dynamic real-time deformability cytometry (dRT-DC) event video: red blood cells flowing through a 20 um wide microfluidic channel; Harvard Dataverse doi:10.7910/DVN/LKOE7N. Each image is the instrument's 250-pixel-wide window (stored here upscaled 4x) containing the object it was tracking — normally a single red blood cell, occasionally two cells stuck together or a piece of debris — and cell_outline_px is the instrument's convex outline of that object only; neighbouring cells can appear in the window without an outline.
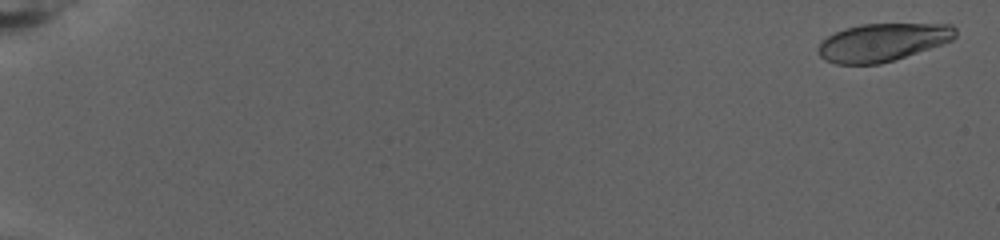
{"species": "human", "species_latin": "Homo sapiens", "temperature_condition": "warm", "stored_images_in_passage": 82, "camera_frame_rate_fps": 3000, "um_per_image_px": 0.085, "donor": {"sex": "female"}, "frame": {"image": 1, "passage_image": 3, "time_ms": 0.667, "image_size_px": [1000, 240], "cell_outline_px": [[956, 36], [952, 40], [880, 64], [836, 64], [824, 60], [820, 56], [816, 48], [820, 40], [836, 32], [860, 24], [952, 24], [956, 28]], "centroid_in_image_um": [74.96, 3.59], "position_along_channel_um": 10.0, "area_um2": 30.06}}
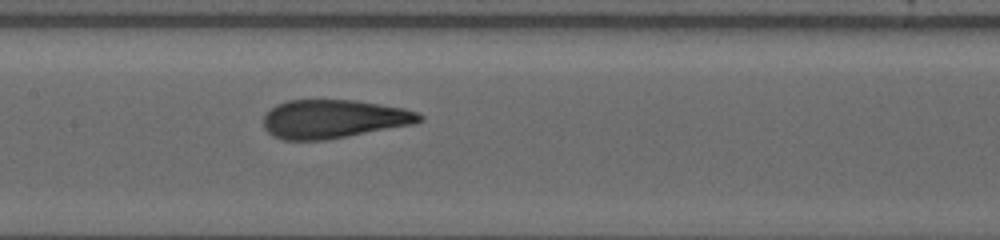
{"frame": {"image": 2, "passage_image": 45, "time_ms": 14.667, "image_size_px": [1000, 240], "cell_outline_px": [[424, 120], [416, 124], [348, 136], [324, 140], [284, 140], [272, 136], [264, 128], [264, 116], [276, 104], [288, 100], [356, 100], [404, 108], [416, 112], [424, 116]], "centroid_in_image_um": [28.38, 10.11], "position_along_channel_um": 179.0, "area_um2": 35.2}}
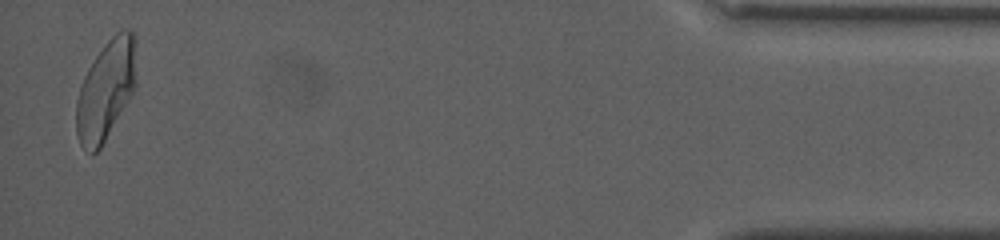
{"frame": {"image": 3, "passage_image": 81, "time_ms": 26.667, "image_size_px": [1000, 240], "cell_outline_px": [[136, 88], [100, 148], [92, 156], [80, 144], [76, 132], [76, 104], [80, 84], [88, 68], [104, 44], [120, 28], [128, 28], [132, 32], [136, 40]], "centroid_in_image_um": [9.02, 7.63], "position_along_channel_um": 426.2, "area_um2": 35.2}, "authors_computed_cell_mechanics": {"area_um2": 34.68, "velocity_mm_per_s": 2.6558, "shape_relaxation_time_tau1_ms": 6.0358, "shape_relaxation_time_tau2_ms": 1.1722, "deformation_change_tau1": 0.2267, "deformation_change_tau2": 0.087}}